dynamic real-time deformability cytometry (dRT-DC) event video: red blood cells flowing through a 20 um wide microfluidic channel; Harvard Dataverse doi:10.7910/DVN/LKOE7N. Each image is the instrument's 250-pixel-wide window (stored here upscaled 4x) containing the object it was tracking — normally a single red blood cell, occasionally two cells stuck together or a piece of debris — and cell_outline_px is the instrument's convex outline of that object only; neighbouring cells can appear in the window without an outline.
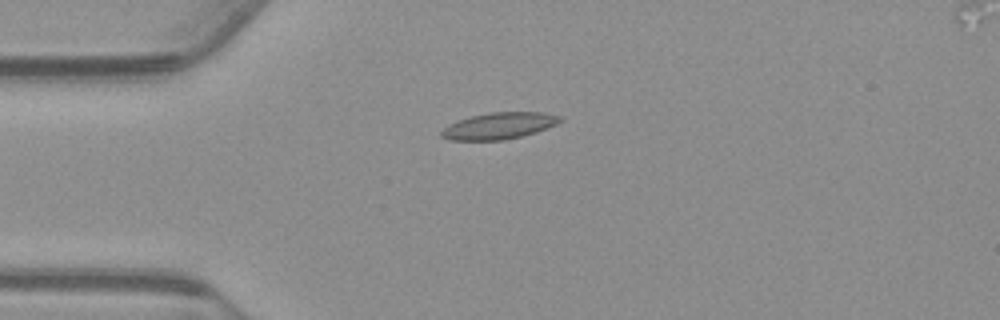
{"species": "common noctule bat (a hibernating species)", "species_latin": "Nyctalus noctula", "temperature_condition": "warm", "stored_images_in_passage": 43, "camera_frame_rate_fps": 3000, "um_per_image_px": 0.085, "animal": {"sex": "male", "body_mass_g": 23.1, "forearm_length_mm": 52.7}, "frame": {"image": 1, "passage_image": 1, "time_ms": 0.0, "image_size_px": [1000, 320], "cell_outline_px": [[564, 120], [548, 128], [536, 132], [504, 140], [448, 140], [440, 136], [440, 132], [448, 124], [456, 120], [472, 116], [492, 112], [544, 112], [560, 116]], "centroid_in_image_um": [42.41, 10.69], "position_along_channel_um": 42.6, "area_um2": 18.44}}
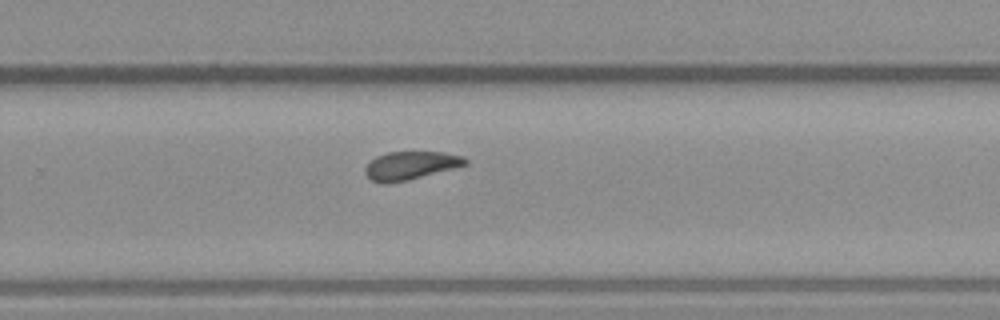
{"frame": {"image": 2, "passage_image": 23, "time_ms": 7.333, "image_size_px": [1000, 320], "cell_outline_px": [[468, 164], [408, 180], [388, 184], [384, 184], [372, 180], [364, 172], [364, 168], [376, 156], [388, 152], [444, 152], [464, 156], [468, 160]], "centroid_in_image_um": [34.9, 14.06], "position_along_channel_um": 294.9, "area_um2": 16.42}}
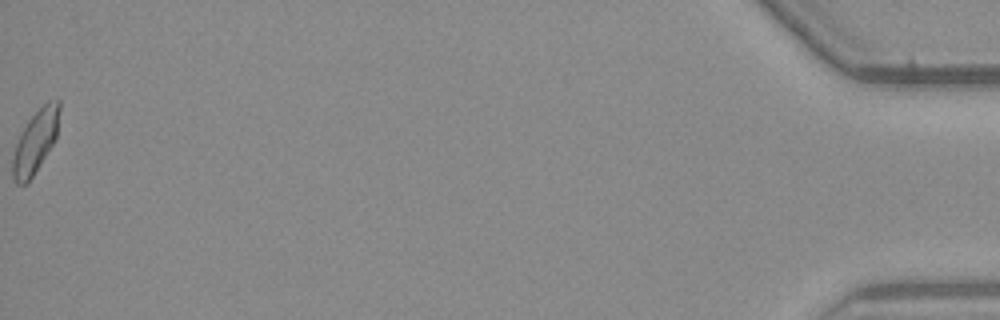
{"frame": {"image": 3, "passage_image": 43, "time_ms": 14.0, "image_size_px": [1000, 320], "cell_outline_px": [[60, 108], [56, 140], [32, 176], [24, 184], [16, 184], [12, 180], [12, 156], [16, 144], [28, 120], [48, 100], [60, 100]], "centroid_in_image_um": [3.01, 12.04], "position_along_channel_um": 432.2, "area_um2": 16.94}, "authors_computed_cell_mechanics": {"area_um2": 16.9932, "velocity_mm_per_s": 3.7153, "shape_relaxation_time_tau1_ms": null, "shape_relaxation_time_tau2_ms": 5.0786, "deformation_change_tau1": null, "deformation_change_tau2": 0.1059}}